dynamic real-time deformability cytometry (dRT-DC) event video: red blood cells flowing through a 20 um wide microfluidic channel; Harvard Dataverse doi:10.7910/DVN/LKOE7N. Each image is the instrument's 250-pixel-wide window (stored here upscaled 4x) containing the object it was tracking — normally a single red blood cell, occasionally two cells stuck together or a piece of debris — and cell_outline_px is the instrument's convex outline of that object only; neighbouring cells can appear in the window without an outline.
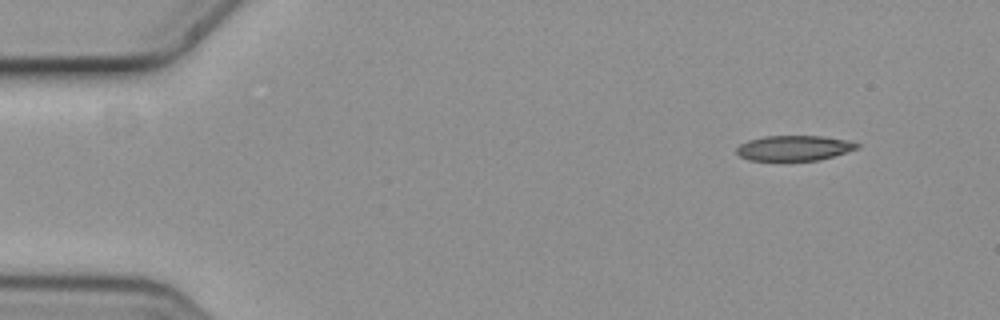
{"species": "common noctule bat (a hibernating species)", "species_latin": "Nyctalus noctula", "temperature_condition": "cold", "stored_images_in_passage": 4, "camera_frame_rate_fps": 3000, "um_per_image_px": 0.085, "animal": {"sex": "female", "body_mass_g": 19.3, "forearm_length_mm": 54.1}, "frame": {"image": 1, "passage_image": 1, "time_ms": 0.0, "image_size_px": [1000, 320], "cell_outline_px": [[860, 148], [820, 160], [748, 160], [740, 156], [736, 152], [736, 148], [740, 144], [748, 140], [764, 136], [824, 136], [852, 140], [860, 144]], "centroid_in_image_um": [67.55, 12.57], "position_along_channel_um": 17.5, "area_um2": 17.86}}
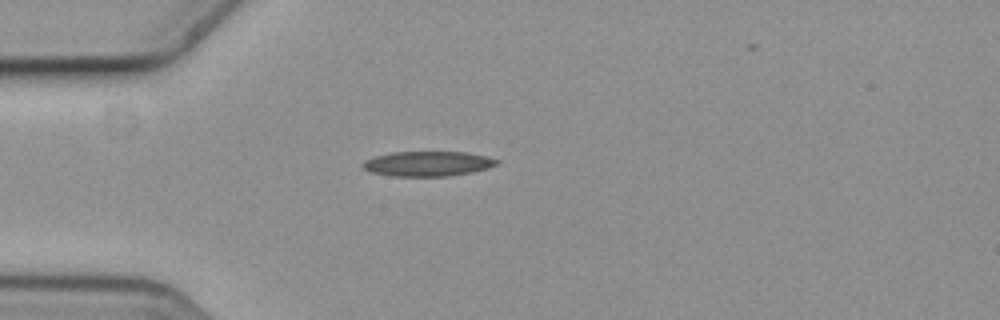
{"frame": {"image": 2, "passage_image": 4, "time_ms": 1.0, "image_size_px": [1000, 320], "cell_outline_px": [[500, 164], [488, 168], [472, 172], [448, 176], [392, 176], [372, 172], [364, 168], [360, 164], [364, 160], [372, 156], [392, 152], [468, 152], [488, 156], [500, 160]], "centroid_in_image_um": [36.38, 13.9], "position_along_channel_um": 48.6, "area_um2": 19.71}}